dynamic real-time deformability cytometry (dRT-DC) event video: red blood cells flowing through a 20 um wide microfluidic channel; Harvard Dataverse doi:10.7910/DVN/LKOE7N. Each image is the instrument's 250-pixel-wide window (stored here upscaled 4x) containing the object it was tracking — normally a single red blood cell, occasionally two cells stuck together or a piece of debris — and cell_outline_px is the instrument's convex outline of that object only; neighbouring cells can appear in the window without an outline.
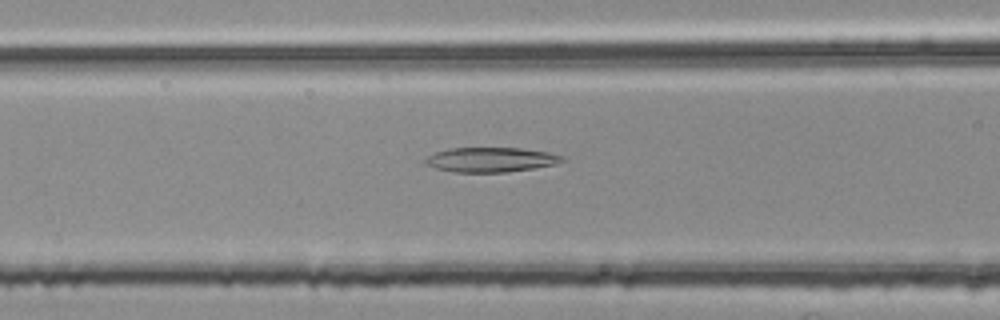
{"species": "common noctule bat (a hibernating species)", "species_latin": "Nyctalus noctula", "temperature_condition": "room temperature", "stored_images_in_passage": 52, "camera_frame_rate_fps": 3000, "um_per_image_px": 0.085, "animal": {"sex": "female", "body_mass_g": 25.1}, "frame": {"image": 1, "passage_image": 19, "time_ms": 6.0, "image_size_px": [1000, 320], "cell_outline_px": [[564, 160], [556, 164], [508, 172], [452, 172], [436, 168], [424, 164], [424, 160], [428, 156], [436, 152], [448, 148], [520, 148], [548, 152], [564, 156]], "centroid_in_image_um": [41.7, 13.57], "position_along_channel_um": 124.9, "area_um2": 19.65}}
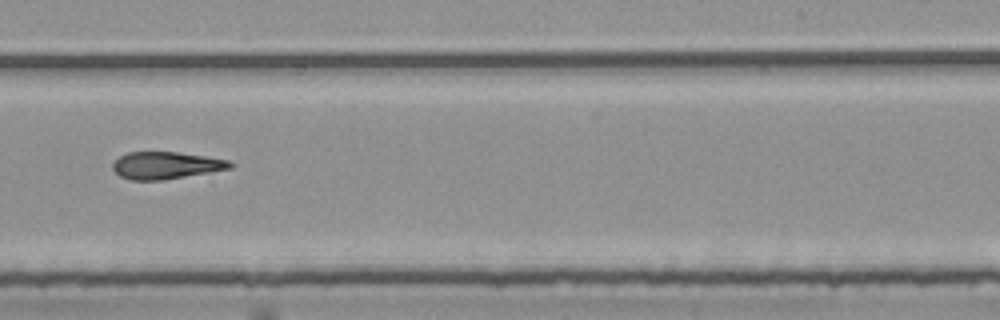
{"frame": {"image": 2, "passage_image": 31, "time_ms": 10.0, "image_size_px": [1000, 320], "cell_outline_px": [[236, 164], [232, 168], [160, 180], [128, 180], [120, 176], [112, 168], [112, 164], [120, 156], [128, 152], [176, 152], [204, 156], [228, 160]], "centroid_in_image_um": [14.09, 14.05], "position_along_channel_um": 274.9, "area_um2": 18.38}}
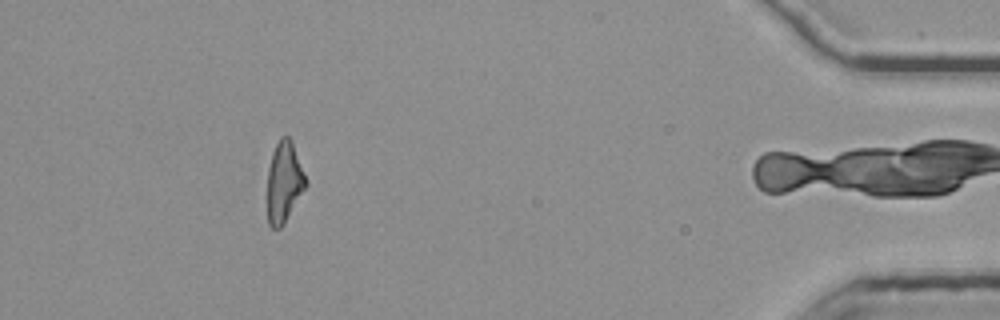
{"frame": {"image": 3, "passage_image": 47, "time_ms": 15.333, "image_size_px": [1000, 320], "cell_outline_px": [[308, 184], [284, 224], [280, 228], [272, 228], [268, 224], [268, 168], [272, 152], [280, 136], [288, 136], [292, 140], [308, 180]], "centroid_in_image_um": [24.17, 15.45], "position_along_channel_um": 411.0, "area_um2": 18.32}, "authors_computed_cell_mechanics": {"area_um2": 19.2474, "velocity_mm_per_s": 3.7607, "shape_relaxation_time_tau1_ms": null, "shape_relaxation_time_tau2_ms": 8.0504, "deformation_change_tau1": null, "deformation_change_tau2": 0.2159}}